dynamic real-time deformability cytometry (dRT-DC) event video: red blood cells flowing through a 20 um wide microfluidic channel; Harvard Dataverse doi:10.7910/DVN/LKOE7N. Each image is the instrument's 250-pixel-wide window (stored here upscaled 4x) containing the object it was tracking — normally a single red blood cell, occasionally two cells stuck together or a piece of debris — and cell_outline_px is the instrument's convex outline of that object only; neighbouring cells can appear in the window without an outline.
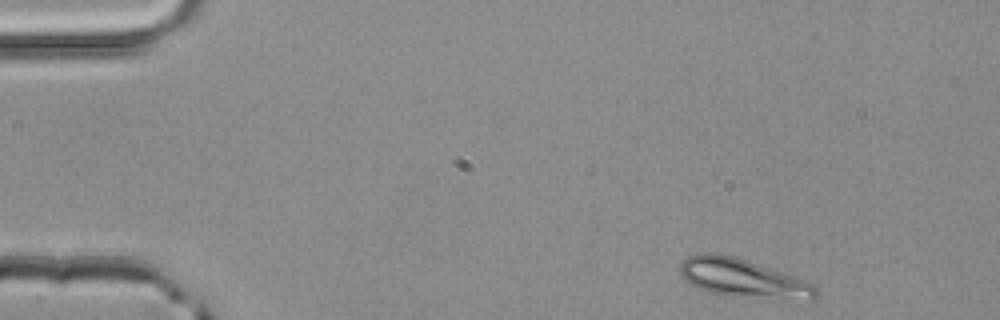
{"species": "common noctule bat (a hibernating species)", "species_latin": "Nyctalus noctula", "temperature_condition": "room temperature", "stored_images_in_passage": 45, "camera_frame_rate_fps": 3000, "um_per_image_px": 0.085, "animal": {"sex": "male", "body_mass_g": 20.4}, "frame": {"image": 1, "passage_image": 1, "time_ms": 0.0, "image_size_px": [1000, 320], "cell_outline_px": [[816, 300], [764, 300], [708, 292], [696, 288], [684, 280], [680, 276], [680, 264], [688, 256], [704, 252], [712, 252], [736, 256], [748, 260], [816, 284]], "centroid_in_image_um": [63.17, 23.67], "position_along_channel_um": 21.8, "area_um2": 31.27}}
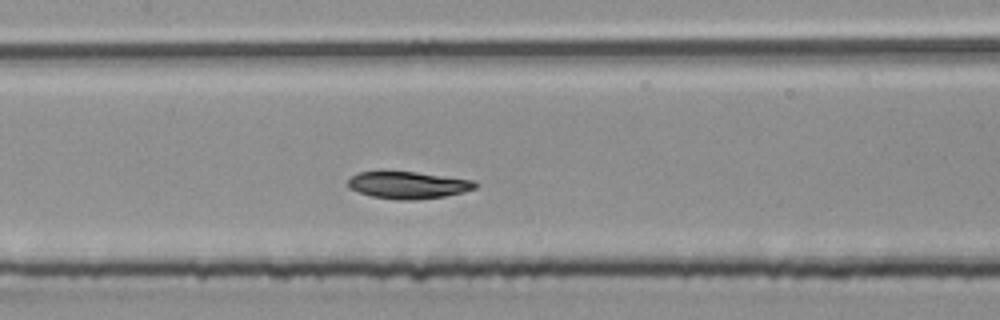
{"frame": {"image": 2, "passage_image": 19, "time_ms": 6.0, "image_size_px": [1000, 320], "cell_outline_px": [[480, 184], [476, 188], [464, 192], [444, 196], [416, 200], [396, 200], [372, 196], [348, 188], [348, 180], [356, 172], [416, 172], [472, 180]], "centroid_in_image_um": [34.7, 15.74], "position_along_channel_um": 172.7, "area_um2": 20.0}}
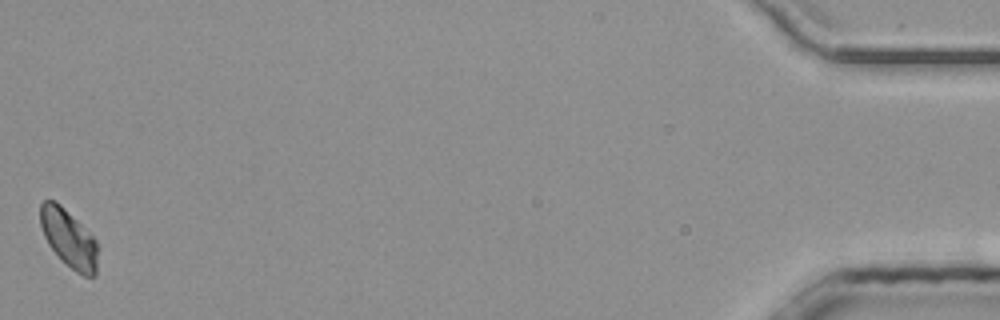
{"frame": {"image": 3, "passage_image": 45, "time_ms": 14.667, "image_size_px": [1000, 320], "cell_outline_px": [[100, 248], [96, 276], [84, 276], [76, 272], [60, 260], [48, 244], [44, 236], [40, 224], [40, 204], [44, 200], [52, 200], [60, 204], [96, 240]], "centroid_in_image_um": [5.87, 20.32], "position_along_channel_um": 429.3, "area_um2": 19.65}, "authors_computed_cell_mechanics": {"area_um2": 20.8658, "velocity_mm_per_s": 4.1112, "shape_relaxation_time_tau1_ms": 3.2648, "shape_relaxation_time_tau2_ms": null, "deformation_change_tau1": 0.1018, "deformation_change_tau2": null}}